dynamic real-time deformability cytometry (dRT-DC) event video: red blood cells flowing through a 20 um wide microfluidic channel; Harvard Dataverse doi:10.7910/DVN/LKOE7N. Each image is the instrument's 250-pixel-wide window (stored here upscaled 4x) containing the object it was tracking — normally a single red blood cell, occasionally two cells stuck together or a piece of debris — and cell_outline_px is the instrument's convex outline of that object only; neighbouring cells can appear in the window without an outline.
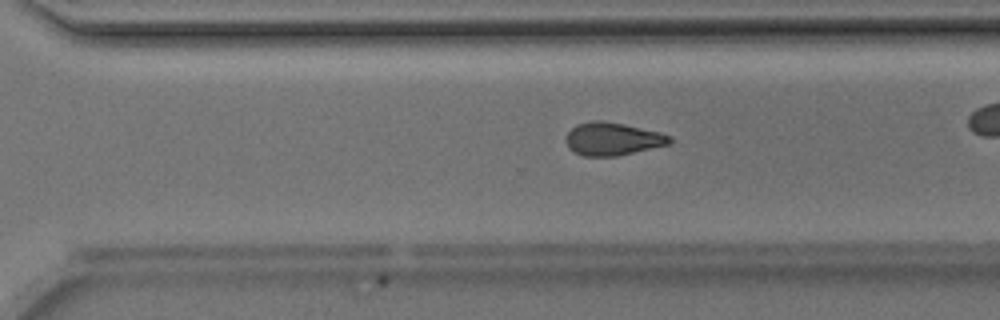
{"species": "Egyptian fruit bat (a non-hibernating species)", "species_latin": "Rousettus aegyptiacus", "temperature_condition": "room temperature", "stored_images_in_passage": 38, "camera_frame_rate_fps": 3000, "um_per_image_px": 0.085, "animal": {"sex": "male"}, "frame": {"image": 1, "passage_image": 33, "time_ms": 10.667, "image_size_px": [1000, 320], "cell_outline_px": [[672, 140], [668, 144], [616, 156], [584, 156], [572, 152], [568, 148], [564, 140], [568, 132], [572, 128], [580, 124], [592, 120], [600, 120], [624, 124], [660, 132], [672, 136]], "centroid_in_image_um": [52.03, 11.81], "position_along_channel_um": 318.6, "area_um2": 19.83}}